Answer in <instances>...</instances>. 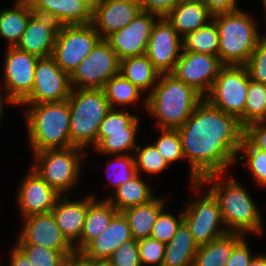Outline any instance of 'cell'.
I'll use <instances>...</instances> for the list:
<instances>
[{"mask_svg":"<svg viewBox=\"0 0 266 266\" xmlns=\"http://www.w3.org/2000/svg\"><path fill=\"white\" fill-rule=\"evenodd\" d=\"M177 130L184 158L190 165V183H198L211 174H226L237 160H245L244 156H238L243 126L236 117L214 107L205 98Z\"/></svg>","mask_w":266,"mask_h":266,"instance_id":"obj_1","label":"cell"},{"mask_svg":"<svg viewBox=\"0 0 266 266\" xmlns=\"http://www.w3.org/2000/svg\"><path fill=\"white\" fill-rule=\"evenodd\" d=\"M190 185L200 195L201 187L209 185L208 190L218 200L224 226L228 232L261 235L264 228L259 208L236 178L231 175L228 177L227 173L211 174Z\"/></svg>","mask_w":266,"mask_h":266,"instance_id":"obj_2","label":"cell"},{"mask_svg":"<svg viewBox=\"0 0 266 266\" xmlns=\"http://www.w3.org/2000/svg\"><path fill=\"white\" fill-rule=\"evenodd\" d=\"M203 99L193 87L171 73L160 74L152 92L143 99V107L157 119L156 127L159 129H178Z\"/></svg>","mask_w":266,"mask_h":266,"instance_id":"obj_3","label":"cell"},{"mask_svg":"<svg viewBox=\"0 0 266 266\" xmlns=\"http://www.w3.org/2000/svg\"><path fill=\"white\" fill-rule=\"evenodd\" d=\"M19 105L27 106L24 114L33 154L47 149L71 147L70 110L67 100Z\"/></svg>","mask_w":266,"mask_h":266,"instance_id":"obj_4","label":"cell"},{"mask_svg":"<svg viewBox=\"0 0 266 266\" xmlns=\"http://www.w3.org/2000/svg\"><path fill=\"white\" fill-rule=\"evenodd\" d=\"M219 33V60L223 65H244L260 36L257 24L242 9L213 15Z\"/></svg>","mask_w":266,"mask_h":266,"instance_id":"obj_5","label":"cell"},{"mask_svg":"<svg viewBox=\"0 0 266 266\" xmlns=\"http://www.w3.org/2000/svg\"><path fill=\"white\" fill-rule=\"evenodd\" d=\"M71 147L97 146L101 122L111 109L102 89H72L68 98Z\"/></svg>","mask_w":266,"mask_h":266,"instance_id":"obj_6","label":"cell"},{"mask_svg":"<svg viewBox=\"0 0 266 266\" xmlns=\"http://www.w3.org/2000/svg\"><path fill=\"white\" fill-rule=\"evenodd\" d=\"M86 154L87 151L76 146L42 150L33 154L35 161L31 168L47 185L63 195L80 181L81 160Z\"/></svg>","mask_w":266,"mask_h":266,"instance_id":"obj_7","label":"cell"},{"mask_svg":"<svg viewBox=\"0 0 266 266\" xmlns=\"http://www.w3.org/2000/svg\"><path fill=\"white\" fill-rule=\"evenodd\" d=\"M249 80L244 65H223L211 90L204 98L214 107L236 117L244 127V108Z\"/></svg>","mask_w":266,"mask_h":266,"instance_id":"obj_8","label":"cell"},{"mask_svg":"<svg viewBox=\"0 0 266 266\" xmlns=\"http://www.w3.org/2000/svg\"><path fill=\"white\" fill-rule=\"evenodd\" d=\"M102 40L93 25H63L59 27L52 57L69 75Z\"/></svg>","mask_w":266,"mask_h":266,"instance_id":"obj_9","label":"cell"},{"mask_svg":"<svg viewBox=\"0 0 266 266\" xmlns=\"http://www.w3.org/2000/svg\"><path fill=\"white\" fill-rule=\"evenodd\" d=\"M194 201L186 203L183 209L184 222L187 224L198 246L228 233L224 226L218 200L209 191L196 196Z\"/></svg>","mask_w":266,"mask_h":266,"instance_id":"obj_10","label":"cell"},{"mask_svg":"<svg viewBox=\"0 0 266 266\" xmlns=\"http://www.w3.org/2000/svg\"><path fill=\"white\" fill-rule=\"evenodd\" d=\"M120 60L109 44L102 39L70 74L72 89H102L119 74Z\"/></svg>","mask_w":266,"mask_h":266,"instance_id":"obj_11","label":"cell"},{"mask_svg":"<svg viewBox=\"0 0 266 266\" xmlns=\"http://www.w3.org/2000/svg\"><path fill=\"white\" fill-rule=\"evenodd\" d=\"M70 75L63 71L52 56L38 59L34 85L20 104H41L68 100L71 93Z\"/></svg>","mask_w":266,"mask_h":266,"instance_id":"obj_12","label":"cell"},{"mask_svg":"<svg viewBox=\"0 0 266 266\" xmlns=\"http://www.w3.org/2000/svg\"><path fill=\"white\" fill-rule=\"evenodd\" d=\"M5 53L4 92H6V97L12 99L19 106L32 91L35 66L39 57L17 47H7Z\"/></svg>","mask_w":266,"mask_h":266,"instance_id":"obj_13","label":"cell"},{"mask_svg":"<svg viewBox=\"0 0 266 266\" xmlns=\"http://www.w3.org/2000/svg\"><path fill=\"white\" fill-rule=\"evenodd\" d=\"M222 66L218 56L182 51L171 74L205 97Z\"/></svg>","mask_w":266,"mask_h":266,"instance_id":"obj_14","label":"cell"},{"mask_svg":"<svg viewBox=\"0 0 266 266\" xmlns=\"http://www.w3.org/2000/svg\"><path fill=\"white\" fill-rule=\"evenodd\" d=\"M158 18L155 14L141 11L127 26L104 40L119 60L146 54L152 28Z\"/></svg>","mask_w":266,"mask_h":266,"instance_id":"obj_15","label":"cell"},{"mask_svg":"<svg viewBox=\"0 0 266 266\" xmlns=\"http://www.w3.org/2000/svg\"><path fill=\"white\" fill-rule=\"evenodd\" d=\"M183 49L182 38L165 19L160 17L153 25L146 55L161 74L171 73Z\"/></svg>","mask_w":266,"mask_h":266,"instance_id":"obj_16","label":"cell"},{"mask_svg":"<svg viewBox=\"0 0 266 266\" xmlns=\"http://www.w3.org/2000/svg\"><path fill=\"white\" fill-rule=\"evenodd\" d=\"M24 219L16 244H33L62 252L65 256L74 251L57 226L52 212L33 215Z\"/></svg>","mask_w":266,"mask_h":266,"instance_id":"obj_17","label":"cell"},{"mask_svg":"<svg viewBox=\"0 0 266 266\" xmlns=\"http://www.w3.org/2000/svg\"><path fill=\"white\" fill-rule=\"evenodd\" d=\"M17 193V203L22 218L52 212L60 194L30 167Z\"/></svg>","mask_w":266,"mask_h":266,"instance_id":"obj_18","label":"cell"},{"mask_svg":"<svg viewBox=\"0 0 266 266\" xmlns=\"http://www.w3.org/2000/svg\"><path fill=\"white\" fill-rule=\"evenodd\" d=\"M142 11L140 3L102 0L92 11L91 24L102 39L127 26Z\"/></svg>","mask_w":266,"mask_h":266,"instance_id":"obj_19","label":"cell"},{"mask_svg":"<svg viewBox=\"0 0 266 266\" xmlns=\"http://www.w3.org/2000/svg\"><path fill=\"white\" fill-rule=\"evenodd\" d=\"M59 27L52 18L33 13L15 47L39 58L51 56Z\"/></svg>","mask_w":266,"mask_h":266,"instance_id":"obj_20","label":"cell"},{"mask_svg":"<svg viewBox=\"0 0 266 266\" xmlns=\"http://www.w3.org/2000/svg\"><path fill=\"white\" fill-rule=\"evenodd\" d=\"M95 198L96 195L89 194L83 200L71 201L66 194L61 195L52 209L57 226L73 247L81 238L88 206Z\"/></svg>","mask_w":266,"mask_h":266,"instance_id":"obj_21","label":"cell"},{"mask_svg":"<svg viewBox=\"0 0 266 266\" xmlns=\"http://www.w3.org/2000/svg\"><path fill=\"white\" fill-rule=\"evenodd\" d=\"M34 13L48 16L63 25H85L92 21V11L80 0H27Z\"/></svg>","mask_w":266,"mask_h":266,"instance_id":"obj_22","label":"cell"},{"mask_svg":"<svg viewBox=\"0 0 266 266\" xmlns=\"http://www.w3.org/2000/svg\"><path fill=\"white\" fill-rule=\"evenodd\" d=\"M131 229L123 212H117L108 227L94 238L82 251L92 260L109 259L123 243L132 240Z\"/></svg>","mask_w":266,"mask_h":266,"instance_id":"obj_23","label":"cell"},{"mask_svg":"<svg viewBox=\"0 0 266 266\" xmlns=\"http://www.w3.org/2000/svg\"><path fill=\"white\" fill-rule=\"evenodd\" d=\"M213 15L208 11L202 0H182L165 19L184 38L212 20Z\"/></svg>","mask_w":266,"mask_h":266,"instance_id":"obj_24","label":"cell"},{"mask_svg":"<svg viewBox=\"0 0 266 266\" xmlns=\"http://www.w3.org/2000/svg\"><path fill=\"white\" fill-rule=\"evenodd\" d=\"M117 212L106 198L99 201L95 198L88 206L81 238L74 246V250L82 251L94 238L98 237L108 227Z\"/></svg>","mask_w":266,"mask_h":266,"instance_id":"obj_25","label":"cell"},{"mask_svg":"<svg viewBox=\"0 0 266 266\" xmlns=\"http://www.w3.org/2000/svg\"><path fill=\"white\" fill-rule=\"evenodd\" d=\"M246 237L241 233H230L200 245L193 266H226L233 249Z\"/></svg>","mask_w":266,"mask_h":266,"instance_id":"obj_26","label":"cell"},{"mask_svg":"<svg viewBox=\"0 0 266 266\" xmlns=\"http://www.w3.org/2000/svg\"><path fill=\"white\" fill-rule=\"evenodd\" d=\"M12 8L0 10V37L8 41L7 47H15L25 32L33 10L27 0H14Z\"/></svg>","mask_w":266,"mask_h":266,"instance_id":"obj_27","label":"cell"},{"mask_svg":"<svg viewBox=\"0 0 266 266\" xmlns=\"http://www.w3.org/2000/svg\"><path fill=\"white\" fill-rule=\"evenodd\" d=\"M119 73L147 97L157 84L160 72L154 67L146 54L120 60Z\"/></svg>","mask_w":266,"mask_h":266,"instance_id":"obj_28","label":"cell"},{"mask_svg":"<svg viewBox=\"0 0 266 266\" xmlns=\"http://www.w3.org/2000/svg\"><path fill=\"white\" fill-rule=\"evenodd\" d=\"M164 202V198L155 197L148 203L122 211L128 220L134 240L151 237L153 226L159 214L165 209Z\"/></svg>","mask_w":266,"mask_h":266,"instance_id":"obj_29","label":"cell"},{"mask_svg":"<svg viewBox=\"0 0 266 266\" xmlns=\"http://www.w3.org/2000/svg\"><path fill=\"white\" fill-rule=\"evenodd\" d=\"M198 247L187 224L183 221L165 246L163 266H193Z\"/></svg>","mask_w":266,"mask_h":266,"instance_id":"obj_30","label":"cell"},{"mask_svg":"<svg viewBox=\"0 0 266 266\" xmlns=\"http://www.w3.org/2000/svg\"><path fill=\"white\" fill-rule=\"evenodd\" d=\"M113 194L109 198L106 197V199L119 212L148 203L155 198L151 188L138 173L132 179L120 185Z\"/></svg>","mask_w":266,"mask_h":266,"instance_id":"obj_31","label":"cell"},{"mask_svg":"<svg viewBox=\"0 0 266 266\" xmlns=\"http://www.w3.org/2000/svg\"><path fill=\"white\" fill-rule=\"evenodd\" d=\"M182 51L219 55V33L212 19L206 25L182 38Z\"/></svg>","mask_w":266,"mask_h":266,"instance_id":"obj_32","label":"cell"},{"mask_svg":"<svg viewBox=\"0 0 266 266\" xmlns=\"http://www.w3.org/2000/svg\"><path fill=\"white\" fill-rule=\"evenodd\" d=\"M102 90L111 108L121 105V107L124 106L126 109L128 105L139 102L140 96L143 93L120 73L112 76L104 84Z\"/></svg>","mask_w":266,"mask_h":266,"instance_id":"obj_33","label":"cell"},{"mask_svg":"<svg viewBox=\"0 0 266 266\" xmlns=\"http://www.w3.org/2000/svg\"><path fill=\"white\" fill-rule=\"evenodd\" d=\"M139 122L138 115L130 114L127 109L111 108L100 124L97 145L109 136V133L138 132Z\"/></svg>","mask_w":266,"mask_h":266,"instance_id":"obj_34","label":"cell"},{"mask_svg":"<svg viewBox=\"0 0 266 266\" xmlns=\"http://www.w3.org/2000/svg\"><path fill=\"white\" fill-rule=\"evenodd\" d=\"M257 121H266V84L250 79L244 108V126Z\"/></svg>","mask_w":266,"mask_h":266,"instance_id":"obj_35","label":"cell"},{"mask_svg":"<svg viewBox=\"0 0 266 266\" xmlns=\"http://www.w3.org/2000/svg\"><path fill=\"white\" fill-rule=\"evenodd\" d=\"M137 136V132L109 133V136L105 137L93 149L106 156L129 154L130 151L133 152L138 146L135 139Z\"/></svg>","mask_w":266,"mask_h":266,"instance_id":"obj_36","label":"cell"},{"mask_svg":"<svg viewBox=\"0 0 266 266\" xmlns=\"http://www.w3.org/2000/svg\"><path fill=\"white\" fill-rule=\"evenodd\" d=\"M134 152L137 153H134V162L139 175L141 171L147 175L159 174L169 166L152 143L145 147L138 145Z\"/></svg>","mask_w":266,"mask_h":266,"instance_id":"obj_37","label":"cell"},{"mask_svg":"<svg viewBox=\"0 0 266 266\" xmlns=\"http://www.w3.org/2000/svg\"><path fill=\"white\" fill-rule=\"evenodd\" d=\"M33 266H63L66 256L57 250L40 245L15 244Z\"/></svg>","mask_w":266,"mask_h":266,"instance_id":"obj_38","label":"cell"},{"mask_svg":"<svg viewBox=\"0 0 266 266\" xmlns=\"http://www.w3.org/2000/svg\"><path fill=\"white\" fill-rule=\"evenodd\" d=\"M159 131H161V135L153 144L163 159L169 165L179 159H185L178 130L161 128Z\"/></svg>","mask_w":266,"mask_h":266,"instance_id":"obj_39","label":"cell"},{"mask_svg":"<svg viewBox=\"0 0 266 266\" xmlns=\"http://www.w3.org/2000/svg\"><path fill=\"white\" fill-rule=\"evenodd\" d=\"M116 159H113V162H107L106 166L108 168H112L111 172L108 169H106V172L108 174V180L111 182V185L113 186V191H115L120 185L126 183L128 180L132 179L136 174V167L134 162V155L132 154H125V155H115ZM114 170L113 171V167ZM110 170V169H109ZM113 176V177H111Z\"/></svg>","mask_w":266,"mask_h":266,"instance_id":"obj_40","label":"cell"},{"mask_svg":"<svg viewBox=\"0 0 266 266\" xmlns=\"http://www.w3.org/2000/svg\"><path fill=\"white\" fill-rule=\"evenodd\" d=\"M137 245L142 266H163L165 243L152 237H147L137 240Z\"/></svg>","mask_w":266,"mask_h":266,"instance_id":"obj_41","label":"cell"},{"mask_svg":"<svg viewBox=\"0 0 266 266\" xmlns=\"http://www.w3.org/2000/svg\"><path fill=\"white\" fill-rule=\"evenodd\" d=\"M183 221H184L183 211L176 218V216H173L172 214L167 213L166 211L163 210L159 214L153 226L151 237L167 244L173 238L178 227Z\"/></svg>","mask_w":266,"mask_h":266,"instance_id":"obj_42","label":"cell"},{"mask_svg":"<svg viewBox=\"0 0 266 266\" xmlns=\"http://www.w3.org/2000/svg\"><path fill=\"white\" fill-rule=\"evenodd\" d=\"M244 66L251 80L266 84V35L257 43Z\"/></svg>","mask_w":266,"mask_h":266,"instance_id":"obj_43","label":"cell"},{"mask_svg":"<svg viewBox=\"0 0 266 266\" xmlns=\"http://www.w3.org/2000/svg\"><path fill=\"white\" fill-rule=\"evenodd\" d=\"M244 152L249 172L260 187L266 188V151L255 148H239L238 154Z\"/></svg>","mask_w":266,"mask_h":266,"instance_id":"obj_44","label":"cell"},{"mask_svg":"<svg viewBox=\"0 0 266 266\" xmlns=\"http://www.w3.org/2000/svg\"><path fill=\"white\" fill-rule=\"evenodd\" d=\"M240 148H255L266 151V121H257L243 127Z\"/></svg>","mask_w":266,"mask_h":266,"instance_id":"obj_45","label":"cell"},{"mask_svg":"<svg viewBox=\"0 0 266 266\" xmlns=\"http://www.w3.org/2000/svg\"><path fill=\"white\" fill-rule=\"evenodd\" d=\"M113 266H142L139 258L137 240L121 244L109 257Z\"/></svg>","mask_w":266,"mask_h":266,"instance_id":"obj_46","label":"cell"},{"mask_svg":"<svg viewBox=\"0 0 266 266\" xmlns=\"http://www.w3.org/2000/svg\"><path fill=\"white\" fill-rule=\"evenodd\" d=\"M182 0H141V9L143 12L155 14L156 16L165 17L172 11Z\"/></svg>","mask_w":266,"mask_h":266,"instance_id":"obj_47","label":"cell"},{"mask_svg":"<svg viewBox=\"0 0 266 266\" xmlns=\"http://www.w3.org/2000/svg\"><path fill=\"white\" fill-rule=\"evenodd\" d=\"M256 255L252 251L245 238L233 249L232 255L226 266H248Z\"/></svg>","mask_w":266,"mask_h":266,"instance_id":"obj_48","label":"cell"},{"mask_svg":"<svg viewBox=\"0 0 266 266\" xmlns=\"http://www.w3.org/2000/svg\"><path fill=\"white\" fill-rule=\"evenodd\" d=\"M212 15L233 12L240 9L237 0H202Z\"/></svg>","mask_w":266,"mask_h":266,"instance_id":"obj_49","label":"cell"},{"mask_svg":"<svg viewBox=\"0 0 266 266\" xmlns=\"http://www.w3.org/2000/svg\"><path fill=\"white\" fill-rule=\"evenodd\" d=\"M63 266H94V260L89 258L83 251L74 250L66 256Z\"/></svg>","mask_w":266,"mask_h":266,"instance_id":"obj_50","label":"cell"},{"mask_svg":"<svg viewBox=\"0 0 266 266\" xmlns=\"http://www.w3.org/2000/svg\"><path fill=\"white\" fill-rule=\"evenodd\" d=\"M9 266H33L27 256L16 246L10 251Z\"/></svg>","mask_w":266,"mask_h":266,"instance_id":"obj_51","label":"cell"},{"mask_svg":"<svg viewBox=\"0 0 266 266\" xmlns=\"http://www.w3.org/2000/svg\"><path fill=\"white\" fill-rule=\"evenodd\" d=\"M248 266H266V254L256 255Z\"/></svg>","mask_w":266,"mask_h":266,"instance_id":"obj_52","label":"cell"},{"mask_svg":"<svg viewBox=\"0 0 266 266\" xmlns=\"http://www.w3.org/2000/svg\"><path fill=\"white\" fill-rule=\"evenodd\" d=\"M3 96H4V98H3ZM6 102H8L7 104L17 105L12 99L6 97L5 94L3 95V93L1 94V92H0V124H1V119H2V116H3L4 104Z\"/></svg>","mask_w":266,"mask_h":266,"instance_id":"obj_53","label":"cell"},{"mask_svg":"<svg viewBox=\"0 0 266 266\" xmlns=\"http://www.w3.org/2000/svg\"><path fill=\"white\" fill-rule=\"evenodd\" d=\"M83 2L91 11L102 1V0H80Z\"/></svg>","mask_w":266,"mask_h":266,"instance_id":"obj_54","label":"cell"},{"mask_svg":"<svg viewBox=\"0 0 266 266\" xmlns=\"http://www.w3.org/2000/svg\"><path fill=\"white\" fill-rule=\"evenodd\" d=\"M94 266H113L109 259H96Z\"/></svg>","mask_w":266,"mask_h":266,"instance_id":"obj_55","label":"cell"},{"mask_svg":"<svg viewBox=\"0 0 266 266\" xmlns=\"http://www.w3.org/2000/svg\"><path fill=\"white\" fill-rule=\"evenodd\" d=\"M124 2H130V3H141V0H121Z\"/></svg>","mask_w":266,"mask_h":266,"instance_id":"obj_56","label":"cell"},{"mask_svg":"<svg viewBox=\"0 0 266 266\" xmlns=\"http://www.w3.org/2000/svg\"><path fill=\"white\" fill-rule=\"evenodd\" d=\"M262 3H263V5H264V9H265V11H266V0H262ZM266 14V13H265ZM266 17V16H265Z\"/></svg>","mask_w":266,"mask_h":266,"instance_id":"obj_57","label":"cell"}]
</instances>
